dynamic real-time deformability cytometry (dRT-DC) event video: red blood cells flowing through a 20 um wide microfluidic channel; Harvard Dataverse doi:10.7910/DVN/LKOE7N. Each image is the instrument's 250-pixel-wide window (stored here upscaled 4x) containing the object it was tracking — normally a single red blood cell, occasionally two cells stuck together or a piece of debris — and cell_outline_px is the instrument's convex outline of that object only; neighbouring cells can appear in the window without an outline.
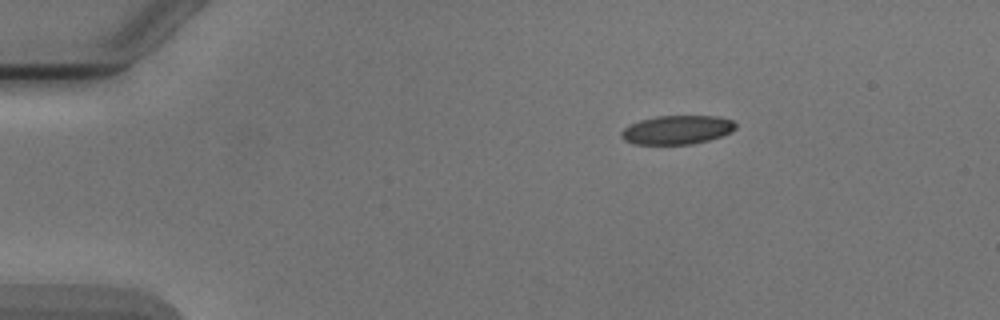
{"species": "Egyptian fruit bat (a non-hibernating species)", "species_latin": "Rousettus aegyptiacus", "temperature_condition": "cold", "stored_images_in_passage": 3, "camera_frame_rate_fps": 3000, "um_per_image_px": 0.085, "animal": {"sex": "male"}, "frame": {"image": 1, "passage_image": 1, "time_ms": 0.0, "image_size_px": [1000, 320], "cell_outline_px": [[736, 128], [732, 132], [708, 140], [692, 144], [636, 144], [624, 140], [620, 136], [620, 132], [624, 128], [640, 120], [656, 116], [716, 116], [732, 120], [736, 124]], "centroid_in_image_um": [57.55, 11.03], "position_along_channel_um": 27.4, "area_um2": 19.13}}